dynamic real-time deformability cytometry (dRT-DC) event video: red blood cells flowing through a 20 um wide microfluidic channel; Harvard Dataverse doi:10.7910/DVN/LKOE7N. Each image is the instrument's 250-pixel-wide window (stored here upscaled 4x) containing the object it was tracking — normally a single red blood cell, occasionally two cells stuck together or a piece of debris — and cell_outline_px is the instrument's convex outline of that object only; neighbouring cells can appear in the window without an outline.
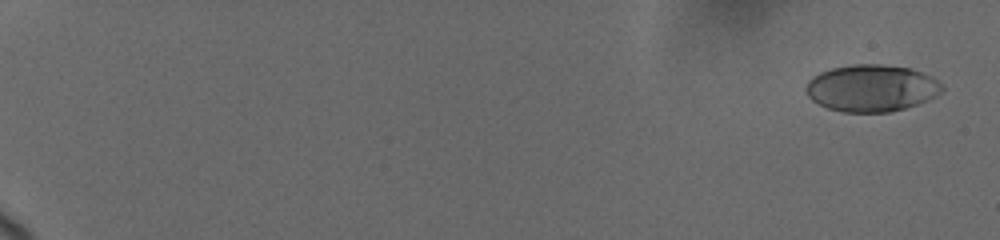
{"species": "human", "species_latin": "Homo sapiens", "temperature_condition": "cold", "stored_images_in_passage": 54, "camera_frame_rate_fps": 3000, "um_per_image_px": 0.085, "donor": {"sex": "female"}, "frame": {"image": 1, "passage_image": 2, "time_ms": 0.667, "image_size_px": [1000, 240], "cell_outline_px": [[944, 88], [936, 96], [916, 104], [904, 108], [888, 112], [844, 112], [828, 108], [812, 100], [808, 96], [804, 88], [808, 80], [812, 76], [820, 72], [832, 68], [852, 64], [880, 64], [912, 68], [932, 76], [944, 84]], "centroid_in_image_um": [74.08, 7.47], "position_along_channel_um": 10.9, "area_um2": 37.4}}
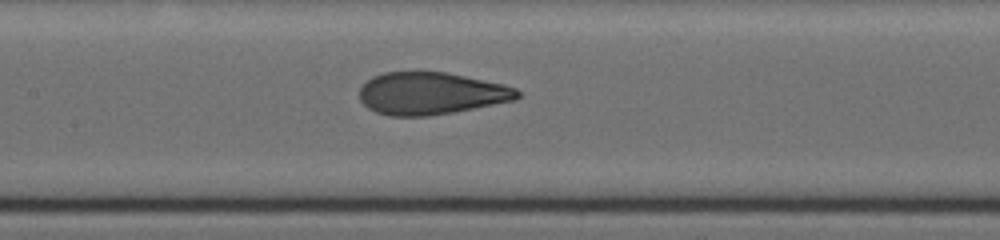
{"frame": {"image": 2, "passage_image": 28, "time_ms": 10.667, "image_size_px": [1000, 240], "cell_outline_px": [[520, 96], [516, 100], [452, 112], [428, 116], [388, 116], [376, 112], [368, 108], [360, 100], [360, 88], [372, 76], [384, 72], [444, 72], [504, 84], [516, 88], [520, 92]], "centroid_in_image_um": [36.63, 7.94], "position_along_channel_um": 170.8, "area_um2": 38.78}}
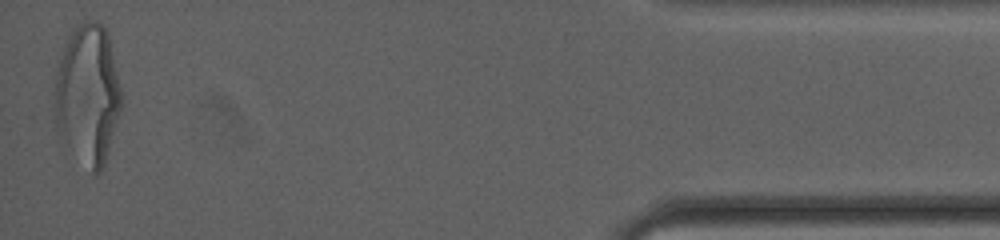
{"frame": {"image": 3, "passage_image": 54, "time_ms": 19.333, "image_size_px": [1000, 240], "cell_outline_px": [[120, 108], [104, 168], [96, 176], [92, 176], [56, 132], [52, 108], [52, 104], [56, 60], [60, 48], [72, 28], [76, 24], [84, 20], [96, 20], [108, 32], [120, 88]], "centroid_in_image_um": [7.37, 8.02], "position_along_channel_um": 427.8, "area_um2": 56.07}, "authors_computed_cell_mechanics": {"area_um2": 39.0728, "velocity_mm_per_s": 3.6968, "shape_relaxation_time_tau1_ms": 4.3536, "shape_relaxation_time_tau2_ms": 0.6267, "deformation_change_tau1": 0.181, "deformation_change_tau2": 0.0683}}